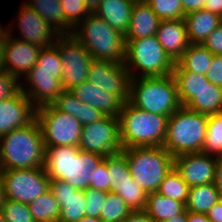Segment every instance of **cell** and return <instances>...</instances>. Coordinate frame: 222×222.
I'll list each match as a JSON object with an SVG mask.
<instances>
[{"label": "cell", "instance_id": "obj_1", "mask_svg": "<svg viewBox=\"0 0 222 222\" xmlns=\"http://www.w3.org/2000/svg\"><path fill=\"white\" fill-rule=\"evenodd\" d=\"M103 159L79 147H45L44 169L50 180H63L78 190H86L90 187L91 170Z\"/></svg>", "mask_w": 222, "mask_h": 222}, {"label": "cell", "instance_id": "obj_2", "mask_svg": "<svg viewBox=\"0 0 222 222\" xmlns=\"http://www.w3.org/2000/svg\"><path fill=\"white\" fill-rule=\"evenodd\" d=\"M44 161V140L36 119L0 137L1 170L44 168Z\"/></svg>", "mask_w": 222, "mask_h": 222}, {"label": "cell", "instance_id": "obj_3", "mask_svg": "<svg viewBox=\"0 0 222 222\" xmlns=\"http://www.w3.org/2000/svg\"><path fill=\"white\" fill-rule=\"evenodd\" d=\"M118 118L123 149L164 145L169 116L138 109L128 101L123 104Z\"/></svg>", "mask_w": 222, "mask_h": 222}, {"label": "cell", "instance_id": "obj_4", "mask_svg": "<svg viewBox=\"0 0 222 222\" xmlns=\"http://www.w3.org/2000/svg\"><path fill=\"white\" fill-rule=\"evenodd\" d=\"M95 60L125 62V37L91 12L71 33Z\"/></svg>", "mask_w": 222, "mask_h": 222}, {"label": "cell", "instance_id": "obj_5", "mask_svg": "<svg viewBox=\"0 0 222 222\" xmlns=\"http://www.w3.org/2000/svg\"><path fill=\"white\" fill-rule=\"evenodd\" d=\"M129 102L138 109L163 116H171L181 107L172 74L131 78Z\"/></svg>", "mask_w": 222, "mask_h": 222}, {"label": "cell", "instance_id": "obj_6", "mask_svg": "<svg viewBox=\"0 0 222 222\" xmlns=\"http://www.w3.org/2000/svg\"><path fill=\"white\" fill-rule=\"evenodd\" d=\"M208 115L181 106L171 116L163 147L173 156L202 152Z\"/></svg>", "mask_w": 222, "mask_h": 222}, {"label": "cell", "instance_id": "obj_7", "mask_svg": "<svg viewBox=\"0 0 222 222\" xmlns=\"http://www.w3.org/2000/svg\"><path fill=\"white\" fill-rule=\"evenodd\" d=\"M125 42L124 64L131 78L173 74L175 62L166 53L156 35Z\"/></svg>", "mask_w": 222, "mask_h": 222}, {"label": "cell", "instance_id": "obj_8", "mask_svg": "<svg viewBox=\"0 0 222 222\" xmlns=\"http://www.w3.org/2000/svg\"><path fill=\"white\" fill-rule=\"evenodd\" d=\"M131 176L147 194L157 192L164 177L174 167V157L163 147L123 149Z\"/></svg>", "mask_w": 222, "mask_h": 222}, {"label": "cell", "instance_id": "obj_9", "mask_svg": "<svg viewBox=\"0 0 222 222\" xmlns=\"http://www.w3.org/2000/svg\"><path fill=\"white\" fill-rule=\"evenodd\" d=\"M45 147H78L83 125L73 116L58 111L52 104L36 108Z\"/></svg>", "mask_w": 222, "mask_h": 222}, {"label": "cell", "instance_id": "obj_10", "mask_svg": "<svg viewBox=\"0 0 222 222\" xmlns=\"http://www.w3.org/2000/svg\"><path fill=\"white\" fill-rule=\"evenodd\" d=\"M4 197L29 204L50 190V179L44 168L1 170Z\"/></svg>", "mask_w": 222, "mask_h": 222}, {"label": "cell", "instance_id": "obj_11", "mask_svg": "<svg viewBox=\"0 0 222 222\" xmlns=\"http://www.w3.org/2000/svg\"><path fill=\"white\" fill-rule=\"evenodd\" d=\"M54 45L63 63L61 83L64 90L87 81L89 66L93 61L84 45L72 34L60 35Z\"/></svg>", "mask_w": 222, "mask_h": 222}, {"label": "cell", "instance_id": "obj_12", "mask_svg": "<svg viewBox=\"0 0 222 222\" xmlns=\"http://www.w3.org/2000/svg\"><path fill=\"white\" fill-rule=\"evenodd\" d=\"M79 149L108 156L123 150L120 141L119 118L104 116L99 121L83 126Z\"/></svg>", "mask_w": 222, "mask_h": 222}, {"label": "cell", "instance_id": "obj_13", "mask_svg": "<svg viewBox=\"0 0 222 222\" xmlns=\"http://www.w3.org/2000/svg\"><path fill=\"white\" fill-rule=\"evenodd\" d=\"M130 80L124 63L93 59L89 66L87 81L116 95L123 103L129 101Z\"/></svg>", "mask_w": 222, "mask_h": 222}, {"label": "cell", "instance_id": "obj_14", "mask_svg": "<svg viewBox=\"0 0 222 222\" xmlns=\"http://www.w3.org/2000/svg\"><path fill=\"white\" fill-rule=\"evenodd\" d=\"M21 6L17 19L11 20L8 24L7 33L13 34L15 29H19L21 34L18 39L41 48L52 46L61 34L26 4L23 3Z\"/></svg>", "mask_w": 222, "mask_h": 222}, {"label": "cell", "instance_id": "obj_15", "mask_svg": "<svg viewBox=\"0 0 222 222\" xmlns=\"http://www.w3.org/2000/svg\"><path fill=\"white\" fill-rule=\"evenodd\" d=\"M217 157L202 152L174 157V168L189 187L215 182Z\"/></svg>", "mask_w": 222, "mask_h": 222}, {"label": "cell", "instance_id": "obj_16", "mask_svg": "<svg viewBox=\"0 0 222 222\" xmlns=\"http://www.w3.org/2000/svg\"><path fill=\"white\" fill-rule=\"evenodd\" d=\"M16 34H6L4 44L5 71L10 72L19 80L23 79L36 64L41 47L20 40Z\"/></svg>", "mask_w": 222, "mask_h": 222}, {"label": "cell", "instance_id": "obj_17", "mask_svg": "<svg viewBox=\"0 0 222 222\" xmlns=\"http://www.w3.org/2000/svg\"><path fill=\"white\" fill-rule=\"evenodd\" d=\"M21 91L39 108L52 104L64 89L56 73L28 72L21 81Z\"/></svg>", "mask_w": 222, "mask_h": 222}, {"label": "cell", "instance_id": "obj_18", "mask_svg": "<svg viewBox=\"0 0 222 222\" xmlns=\"http://www.w3.org/2000/svg\"><path fill=\"white\" fill-rule=\"evenodd\" d=\"M36 108L20 90L11 98L0 101V137L25 127L35 119Z\"/></svg>", "mask_w": 222, "mask_h": 222}, {"label": "cell", "instance_id": "obj_19", "mask_svg": "<svg viewBox=\"0 0 222 222\" xmlns=\"http://www.w3.org/2000/svg\"><path fill=\"white\" fill-rule=\"evenodd\" d=\"M50 191L60 206L58 222H78L85 216L84 190H78L63 180H51Z\"/></svg>", "mask_w": 222, "mask_h": 222}, {"label": "cell", "instance_id": "obj_20", "mask_svg": "<svg viewBox=\"0 0 222 222\" xmlns=\"http://www.w3.org/2000/svg\"><path fill=\"white\" fill-rule=\"evenodd\" d=\"M69 91L80 101L95 107L105 116L118 117L124 104L116 95L105 92L104 89L89 81L73 86Z\"/></svg>", "mask_w": 222, "mask_h": 222}, {"label": "cell", "instance_id": "obj_21", "mask_svg": "<svg viewBox=\"0 0 222 222\" xmlns=\"http://www.w3.org/2000/svg\"><path fill=\"white\" fill-rule=\"evenodd\" d=\"M156 36L174 62L183 55L191 44L184 19L161 21Z\"/></svg>", "mask_w": 222, "mask_h": 222}, {"label": "cell", "instance_id": "obj_22", "mask_svg": "<svg viewBox=\"0 0 222 222\" xmlns=\"http://www.w3.org/2000/svg\"><path fill=\"white\" fill-rule=\"evenodd\" d=\"M161 19L153 12L145 0H137L132 9L129 28L125 40H134L156 35Z\"/></svg>", "mask_w": 222, "mask_h": 222}, {"label": "cell", "instance_id": "obj_23", "mask_svg": "<svg viewBox=\"0 0 222 222\" xmlns=\"http://www.w3.org/2000/svg\"><path fill=\"white\" fill-rule=\"evenodd\" d=\"M135 2L136 0H102L93 13L125 35Z\"/></svg>", "mask_w": 222, "mask_h": 222}, {"label": "cell", "instance_id": "obj_24", "mask_svg": "<svg viewBox=\"0 0 222 222\" xmlns=\"http://www.w3.org/2000/svg\"><path fill=\"white\" fill-rule=\"evenodd\" d=\"M187 34L191 44H203L208 35L222 24V17L201 9L184 16Z\"/></svg>", "mask_w": 222, "mask_h": 222}, {"label": "cell", "instance_id": "obj_25", "mask_svg": "<svg viewBox=\"0 0 222 222\" xmlns=\"http://www.w3.org/2000/svg\"><path fill=\"white\" fill-rule=\"evenodd\" d=\"M52 105L58 111L76 118L83 126L99 121L105 116L95 107L80 101L69 90H64Z\"/></svg>", "mask_w": 222, "mask_h": 222}, {"label": "cell", "instance_id": "obj_26", "mask_svg": "<svg viewBox=\"0 0 222 222\" xmlns=\"http://www.w3.org/2000/svg\"><path fill=\"white\" fill-rule=\"evenodd\" d=\"M214 54L203 44H190L183 55L175 62L173 71H189L206 75Z\"/></svg>", "mask_w": 222, "mask_h": 222}, {"label": "cell", "instance_id": "obj_27", "mask_svg": "<svg viewBox=\"0 0 222 222\" xmlns=\"http://www.w3.org/2000/svg\"><path fill=\"white\" fill-rule=\"evenodd\" d=\"M24 4L38 13L61 35L72 33L73 28L65 21L60 0H28L24 1Z\"/></svg>", "mask_w": 222, "mask_h": 222}, {"label": "cell", "instance_id": "obj_28", "mask_svg": "<svg viewBox=\"0 0 222 222\" xmlns=\"http://www.w3.org/2000/svg\"><path fill=\"white\" fill-rule=\"evenodd\" d=\"M145 211L155 222H164L186 211V204L160 195L149 193Z\"/></svg>", "mask_w": 222, "mask_h": 222}, {"label": "cell", "instance_id": "obj_29", "mask_svg": "<svg viewBox=\"0 0 222 222\" xmlns=\"http://www.w3.org/2000/svg\"><path fill=\"white\" fill-rule=\"evenodd\" d=\"M185 107L205 115L221 113L222 87L209 82L196 93V96Z\"/></svg>", "mask_w": 222, "mask_h": 222}, {"label": "cell", "instance_id": "obj_30", "mask_svg": "<svg viewBox=\"0 0 222 222\" xmlns=\"http://www.w3.org/2000/svg\"><path fill=\"white\" fill-rule=\"evenodd\" d=\"M221 198L215 183L191 187L186 202V211L206 214Z\"/></svg>", "mask_w": 222, "mask_h": 222}, {"label": "cell", "instance_id": "obj_31", "mask_svg": "<svg viewBox=\"0 0 222 222\" xmlns=\"http://www.w3.org/2000/svg\"><path fill=\"white\" fill-rule=\"evenodd\" d=\"M172 75L177 84L178 98L181 106H185L196 96L197 92L209 83L206 75L194 72L173 71Z\"/></svg>", "mask_w": 222, "mask_h": 222}, {"label": "cell", "instance_id": "obj_32", "mask_svg": "<svg viewBox=\"0 0 222 222\" xmlns=\"http://www.w3.org/2000/svg\"><path fill=\"white\" fill-rule=\"evenodd\" d=\"M36 222H58L60 206L50 190L28 204Z\"/></svg>", "mask_w": 222, "mask_h": 222}, {"label": "cell", "instance_id": "obj_33", "mask_svg": "<svg viewBox=\"0 0 222 222\" xmlns=\"http://www.w3.org/2000/svg\"><path fill=\"white\" fill-rule=\"evenodd\" d=\"M109 174V192L123 181H133L126 155L121 151L104 157Z\"/></svg>", "mask_w": 222, "mask_h": 222}, {"label": "cell", "instance_id": "obj_34", "mask_svg": "<svg viewBox=\"0 0 222 222\" xmlns=\"http://www.w3.org/2000/svg\"><path fill=\"white\" fill-rule=\"evenodd\" d=\"M202 153L222 156V112L208 115L206 137Z\"/></svg>", "mask_w": 222, "mask_h": 222}, {"label": "cell", "instance_id": "obj_35", "mask_svg": "<svg viewBox=\"0 0 222 222\" xmlns=\"http://www.w3.org/2000/svg\"><path fill=\"white\" fill-rule=\"evenodd\" d=\"M190 187L181 178L180 174L173 169L164 177L159 190L160 195L180 201L182 203L187 202Z\"/></svg>", "mask_w": 222, "mask_h": 222}, {"label": "cell", "instance_id": "obj_36", "mask_svg": "<svg viewBox=\"0 0 222 222\" xmlns=\"http://www.w3.org/2000/svg\"><path fill=\"white\" fill-rule=\"evenodd\" d=\"M111 191L121 196L132 211L145 210L148 194L134 180L123 181Z\"/></svg>", "mask_w": 222, "mask_h": 222}, {"label": "cell", "instance_id": "obj_37", "mask_svg": "<svg viewBox=\"0 0 222 222\" xmlns=\"http://www.w3.org/2000/svg\"><path fill=\"white\" fill-rule=\"evenodd\" d=\"M132 210L117 193L112 191L106 195L99 219L102 222H121Z\"/></svg>", "mask_w": 222, "mask_h": 222}, {"label": "cell", "instance_id": "obj_38", "mask_svg": "<svg viewBox=\"0 0 222 222\" xmlns=\"http://www.w3.org/2000/svg\"><path fill=\"white\" fill-rule=\"evenodd\" d=\"M62 70L63 63L58 48L53 44L40 50L36 64L29 72L56 73L61 78Z\"/></svg>", "mask_w": 222, "mask_h": 222}, {"label": "cell", "instance_id": "obj_39", "mask_svg": "<svg viewBox=\"0 0 222 222\" xmlns=\"http://www.w3.org/2000/svg\"><path fill=\"white\" fill-rule=\"evenodd\" d=\"M161 21L184 19L181 0H145Z\"/></svg>", "mask_w": 222, "mask_h": 222}, {"label": "cell", "instance_id": "obj_40", "mask_svg": "<svg viewBox=\"0 0 222 222\" xmlns=\"http://www.w3.org/2000/svg\"><path fill=\"white\" fill-rule=\"evenodd\" d=\"M1 211L6 222H36L27 204L10 199H4Z\"/></svg>", "mask_w": 222, "mask_h": 222}, {"label": "cell", "instance_id": "obj_41", "mask_svg": "<svg viewBox=\"0 0 222 222\" xmlns=\"http://www.w3.org/2000/svg\"><path fill=\"white\" fill-rule=\"evenodd\" d=\"M65 21L74 29L91 12L84 0H60Z\"/></svg>", "mask_w": 222, "mask_h": 222}, {"label": "cell", "instance_id": "obj_42", "mask_svg": "<svg viewBox=\"0 0 222 222\" xmlns=\"http://www.w3.org/2000/svg\"><path fill=\"white\" fill-rule=\"evenodd\" d=\"M107 193L90 187L84 190L86 199L85 216L100 217Z\"/></svg>", "mask_w": 222, "mask_h": 222}, {"label": "cell", "instance_id": "obj_43", "mask_svg": "<svg viewBox=\"0 0 222 222\" xmlns=\"http://www.w3.org/2000/svg\"><path fill=\"white\" fill-rule=\"evenodd\" d=\"M21 90V81L10 72H0V101L11 98Z\"/></svg>", "mask_w": 222, "mask_h": 222}, {"label": "cell", "instance_id": "obj_44", "mask_svg": "<svg viewBox=\"0 0 222 222\" xmlns=\"http://www.w3.org/2000/svg\"><path fill=\"white\" fill-rule=\"evenodd\" d=\"M90 188L97 189L103 192H109V177L107 173V163L103 159L101 163L91 170Z\"/></svg>", "mask_w": 222, "mask_h": 222}, {"label": "cell", "instance_id": "obj_45", "mask_svg": "<svg viewBox=\"0 0 222 222\" xmlns=\"http://www.w3.org/2000/svg\"><path fill=\"white\" fill-rule=\"evenodd\" d=\"M203 45L214 55L222 56V24L215 28L204 41Z\"/></svg>", "mask_w": 222, "mask_h": 222}, {"label": "cell", "instance_id": "obj_46", "mask_svg": "<svg viewBox=\"0 0 222 222\" xmlns=\"http://www.w3.org/2000/svg\"><path fill=\"white\" fill-rule=\"evenodd\" d=\"M209 82L222 87V56L214 55L210 68L206 72Z\"/></svg>", "mask_w": 222, "mask_h": 222}, {"label": "cell", "instance_id": "obj_47", "mask_svg": "<svg viewBox=\"0 0 222 222\" xmlns=\"http://www.w3.org/2000/svg\"><path fill=\"white\" fill-rule=\"evenodd\" d=\"M121 222H155L145 210L132 211Z\"/></svg>", "mask_w": 222, "mask_h": 222}, {"label": "cell", "instance_id": "obj_48", "mask_svg": "<svg viewBox=\"0 0 222 222\" xmlns=\"http://www.w3.org/2000/svg\"><path fill=\"white\" fill-rule=\"evenodd\" d=\"M206 0H181L184 14H189L201 9H204Z\"/></svg>", "mask_w": 222, "mask_h": 222}, {"label": "cell", "instance_id": "obj_49", "mask_svg": "<svg viewBox=\"0 0 222 222\" xmlns=\"http://www.w3.org/2000/svg\"><path fill=\"white\" fill-rule=\"evenodd\" d=\"M211 222H222V199L218 201L207 213Z\"/></svg>", "mask_w": 222, "mask_h": 222}, {"label": "cell", "instance_id": "obj_50", "mask_svg": "<svg viewBox=\"0 0 222 222\" xmlns=\"http://www.w3.org/2000/svg\"><path fill=\"white\" fill-rule=\"evenodd\" d=\"M214 183L217 191L219 192V196L222 199V156L217 157Z\"/></svg>", "mask_w": 222, "mask_h": 222}, {"label": "cell", "instance_id": "obj_51", "mask_svg": "<svg viewBox=\"0 0 222 222\" xmlns=\"http://www.w3.org/2000/svg\"><path fill=\"white\" fill-rule=\"evenodd\" d=\"M204 9L222 17V0H206Z\"/></svg>", "mask_w": 222, "mask_h": 222}, {"label": "cell", "instance_id": "obj_52", "mask_svg": "<svg viewBox=\"0 0 222 222\" xmlns=\"http://www.w3.org/2000/svg\"><path fill=\"white\" fill-rule=\"evenodd\" d=\"M187 222H211L206 214L187 211Z\"/></svg>", "mask_w": 222, "mask_h": 222}, {"label": "cell", "instance_id": "obj_53", "mask_svg": "<svg viewBox=\"0 0 222 222\" xmlns=\"http://www.w3.org/2000/svg\"><path fill=\"white\" fill-rule=\"evenodd\" d=\"M102 0H84L86 7L89 9L90 12H93Z\"/></svg>", "mask_w": 222, "mask_h": 222}, {"label": "cell", "instance_id": "obj_54", "mask_svg": "<svg viewBox=\"0 0 222 222\" xmlns=\"http://www.w3.org/2000/svg\"><path fill=\"white\" fill-rule=\"evenodd\" d=\"M164 222H187V211Z\"/></svg>", "mask_w": 222, "mask_h": 222}, {"label": "cell", "instance_id": "obj_55", "mask_svg": "<svg viewBox=\"0 0 222 222\" xmlns=\"http://www.w3.org/2000/svg\"><path fill=\"white\" fill-rule=\"evenodd\" d=\"M4 56V44L0 43V72L5 71Z\"/></svg>", "mask_w": 222, "mask_h": 222}, {"label": "cell", "instance_id": "obj_56", "mask_svg": "<svg viewBox=\"0 0 222 222\" xmlns=\"http://www.w3.org/2000/svg\"><path fill=\"white\" fill-rule=\"evenodd\" d=\"M78 222H102L99 218L84 216Z\"/></svg>", "mask_w": 222, "mask_h": 222}, {"label": "cell", "instance_id": "obj_57", "mask_svg": "<svg viewBox=\"0 0 222 222\" xmlns=\"http://www.w3.org/2000/svg\"><path fill=\"white\" fill-rule=\"evenodd\" d=\"M4 188H3V182H2V179H1V176H0V210H1V206H2V203L4 202Z\"/></svg>", "mask_w": 222, "mask_h": 222}, {"label": "cell", "instance_id": "obj_58", "mask_svg": "<svg viewBox=\"0 0 222 222\" xmlns=\"http://www.w3.org/2000/svg\"><path fill=\"white\" fill-rule=\"evenodd\" d=\"M6 34H7V27L4 28L0 24V43H3Z\"/></svg>", "mask_w": 222, "mask_h": 222}, {"label": "cell", "instance_id": "obj_59", "mask_svg": "<svg viewBox=\"0 0 222 222\" xmlns=\"http://www.w3.org/2000/svg\"><path fill=\"white\" fill-rule=\"evenodd\" d=\"M0 222H6L2 211L0 210Z\"/></svg>", "mask_w": 222, "mask_h": 222}]
</instances>
